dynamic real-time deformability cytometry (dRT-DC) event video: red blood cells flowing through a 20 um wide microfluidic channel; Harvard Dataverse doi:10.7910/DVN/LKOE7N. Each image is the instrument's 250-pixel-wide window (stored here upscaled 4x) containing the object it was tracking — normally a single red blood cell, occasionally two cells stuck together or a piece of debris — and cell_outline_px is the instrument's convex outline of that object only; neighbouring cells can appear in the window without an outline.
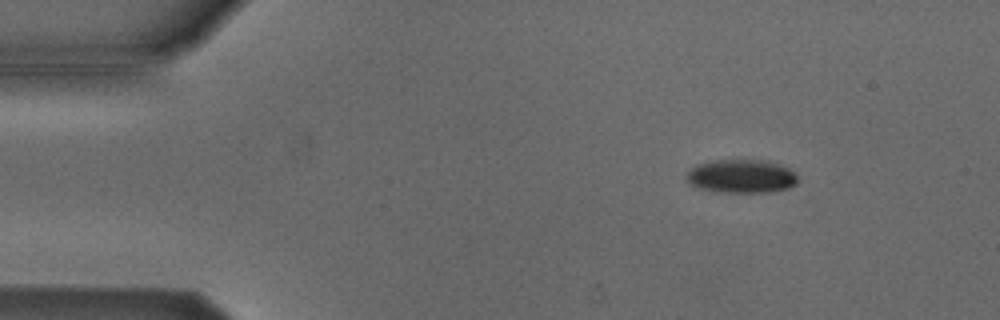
{"species": "Egyptian fruit bat (a non-hibernating species)", "species_latin": "Rousettus aegyptiacus", "temperature_condition": "cold", "stored_images_in_passage": 54, "camera_frame_rate_fps": 3000, "um_per_image_px": 0.085, "animal": {"sex": "male"}, "frame": {"image": 1, "passage_image": 8, "time_ms": 2.333, "image_size_px": [1000, 320], "cell_outline_px": [[796, 184], [788, 188], [772, 192], [720, 192], [696, 188], [688, 184], [688, 172], [696, 164], [716, 160], [764, 160], [788, 168], [796, 176]], "centroid_in_image_um": [62.98, 14.99], "position_along_channel_um": 22.0, "area_um2": 21.56}}
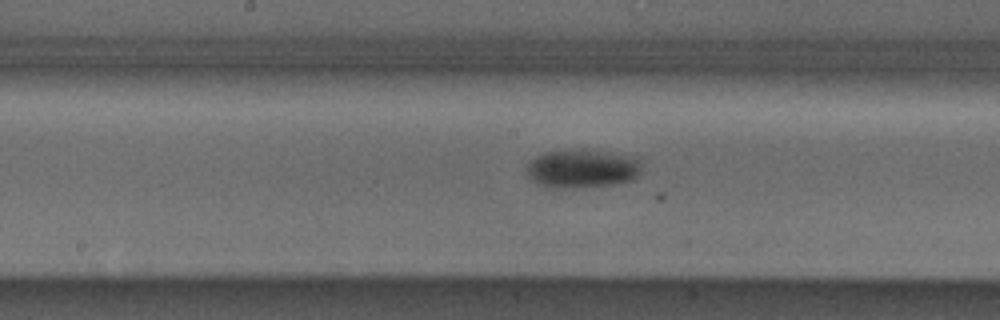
{"frame": {"image": 2, "passage_image": 28, "time_ms": 9.0, "image_size_px": [1000, 320], "cell_outline_px": [[640, 172], [632, 180], [612, 184], [556, 188], [552, 188], [536, 184], [528, 176], [528, 160], [544, 152], [584, 148], [640, 156]], "centroid_in_image_um": [49.5, 14.29], "position_along_channel_um": 198.7, "area_um2": 26.18}}
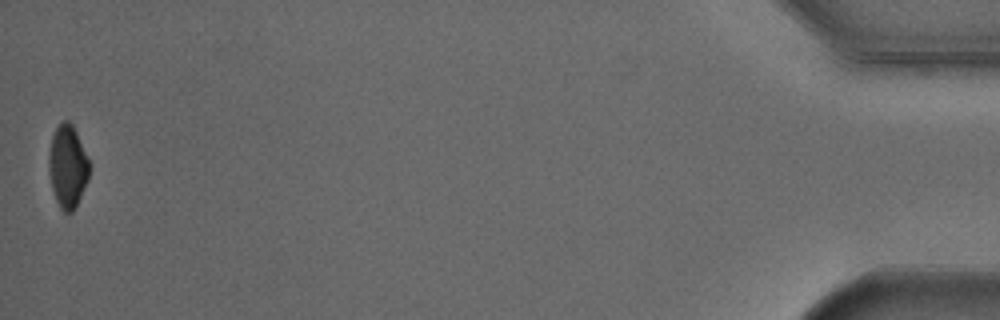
{"frame": {"image": 3, "passage_image": 54, "time_ms": 17.667, "image_size_px": [1000, 320], "cell_outline_px": [[92, 168], [88, 180], [72, 212], [64, 212], [60, 208], [56, 200], [52, 188], [48, 168], [48, 156], [52, 136], [56, 128], [64, 120], [68, 120], [72, 124], [92, 164]], "centroid_in_image_um": [5.77, 14.13], "position_along_channel_um": 429.4, "area_um2": 19.65}, "authors_computed_cell_mechanics": {"area_um2": 22.6865, "velocity_mm_per_s": 3.8192, "shape_relaxation_time_tau1_ms": 3.3517, "shape_relaxation_time_tau2_ms": null, "deformation_change_tau1": 0.0933, "deformation_change_tau2": null}}